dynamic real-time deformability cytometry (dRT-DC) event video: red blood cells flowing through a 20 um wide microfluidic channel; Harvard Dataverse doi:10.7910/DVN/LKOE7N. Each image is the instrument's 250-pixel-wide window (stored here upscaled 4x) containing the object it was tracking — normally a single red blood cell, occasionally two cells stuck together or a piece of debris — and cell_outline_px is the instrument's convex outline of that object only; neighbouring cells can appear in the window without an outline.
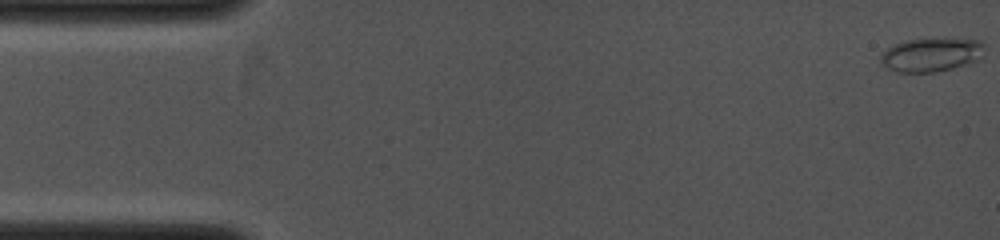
{"species": "common noctule bat (a hibernating species)", "species_latin": "Nyctalus noctula", "temperature_condition": "cold", "stored_images_in_passage": 7, "camera_frame_rate_fps": 4000, "um_per_image_px": 0.085, "animal": {"sex": "female", "body_mass_g": 19.0, "forearm_length_mm": 53.3}, "frame": {"image": 1, "passage_image": 1, "time_ms": 0.0, "image_size_px": [1000, 240], "cell_outline_px": [[984, 44], [980, 56], [976, 60], [952, 68], [936, 72], [896, 72], [880, 64], [880, 56], [892, 44], [908, 40], [944, 36], [980, 40]], "centroid_in_image_um": [79.13, 4.61], "position_along_channel_um": 5.9, "area_um2": 20.81}}
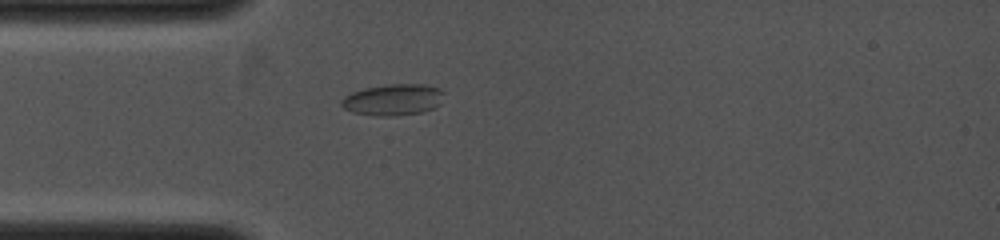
{"frame": {"image": 2, "passage_image": 7, "time_ms": 3.25, "image_size_px": [1000, 240], "cell_outline_px": [[444, 92], [440, 104], [432, 108], [420, 112], [396, 116], [380, 116], [352, 112], [344, 108], [340, 104], [340, 100], [344, 96], [352, 92], [364, 88], [388, 84], [424, 84], [440, 88]], "centroid_in_image_um": [33.4, 8.46], "position_along_channel_um": 51.6, "area_um2": 18.79}}